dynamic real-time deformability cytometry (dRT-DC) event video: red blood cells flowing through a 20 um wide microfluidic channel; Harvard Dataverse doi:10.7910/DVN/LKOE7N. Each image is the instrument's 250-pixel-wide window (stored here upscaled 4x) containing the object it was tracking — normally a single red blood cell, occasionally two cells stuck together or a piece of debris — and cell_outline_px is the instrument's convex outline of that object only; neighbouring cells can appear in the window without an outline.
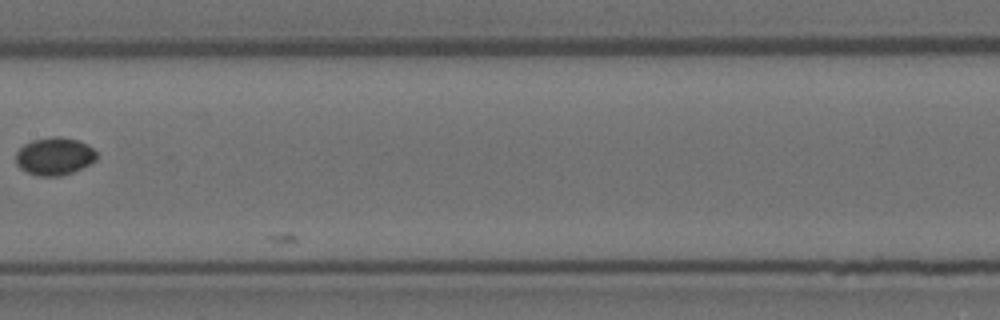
{"species": "Egyptian fruit bat (a non-hibernating species)", "species_latin": "Rousettus aegyptiacus", "temperature_condition": "room temperature", "stored_images_in_passage": 4, "camera_frame_rate_fps": 3000, "um_per_image_px": 0.085, "animal": {"sex": "female"}, "frame": {"image": 1, "passage_image": 4, "time_ms": 1.0, "image_size_px": [1000, 320], "cell_outline_px": [[96, 160], [72, 172], [60, 176], [36, 176], [20, 168], [16, 164], [16, 152], [24, 144], [32, 140], [52, 136], [60, 136], [80, 140], [88, 144], [96, 152]], "centroid_in_image_um": [4.62, 13.27], "position_along_channel_um": 202.8, "area_um2": 17.8}}